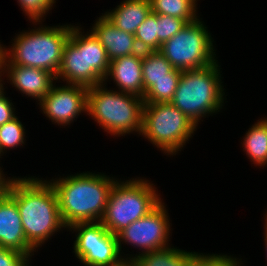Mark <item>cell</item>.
Wrapping results in <instances>:
<instances>
[{
  "mask_svg": "<svg viewBox=\"0 0 267 266\" xmlns=\"http://www.w3.org/2000/svg\"><path fill=\"white\" fill-rule=\"evenodd\" d=\"M17 3L29 21L42 22L53 8L56 0H17Z\"/></svg>",
  "mask_w": 267,
  "mask_h": 266,
  "instance_id": "obj_26",
  "label": "cell"
},
{
  "mask_svg": "<svg viewBox=\"0 0 267 266\" xmlns=\"http://www.w3.org/2000/svg\"><path fill=\"white\" fill-rule=\"evenodd\" d=\"M150 6L153 13L183 19L187 23L200 18L194 0H150Z\"/></svg>",
  "mask_w": 267,
  "mask_h": 266,
  "instance_id": "obj_22",
  "label": "cell"
},
{
  "mask_svg": "<svg viewBox=\"0 0 267 266\" xmlns=\"http://www.w3.org/2000/svg\"><path fill=\"white\" fill-rule=\"evenodd\" d=\"M0 62L5 71V78L9 81L7 83L22 95L25 94L39 102L49 93L56 81L52 73L39 68L14 65L3 54Z\"/></svg>",
  "mask_w": 267,
  "mask_h": 266,
  "instance_id": "obj_13",
  "label": "cell"
},
{
  "mask_svg": "<svg viewBox=\"0 0 267 266\" xmlns=\"http://www.w3.org/2000/svg\"><path fill=\"white\" fill-rule=\"evenodd\" d=\"M25 127L18 116L0 126V154L3 156L7 149H15L26 143Z\"/></svg>",
  "mask_w": 267,
  "mask_h": 266,
  "instance_id": "obj_23",
  "label": "cell"
},
{
  "mask_svg": "<svg viewBox=\"0 0 267 266\" xmlns=\"http://www.w3.org/2000/svg\"><path fill=\"white\" fill-rule=\"evenodd\" d=\"M14 177L7 194L16 202L27 242L38 252L39 247L64 225L55 189L44 178Z\"/></svg>",
  "mask_w": 267,
  "mask_h": 266,
  "instance_id": "obj_1",
  "label": "cell"
},
{
  "mask_svg": "<svg viewBox=\"0 0 267 266\" xmlns=\"http://www.w3.org/2000/svg\"><path fill=\"white\" fill-rule=\"evenodd\" d=\"M86 58L87 87L102 84L109 70L110 59L91 30L86 33Z\"/></svg>",
  "mask_w": 267,
  "mask_h": 266,
  "instance_id": "obj_19",
  "label": "cell"
},
{
  "mask_svg": "<svg viewBox=\"0 0 267 266\" xmlns=\"http://www.w3.org/2000/svg\"><path fill=\"white\" fill-rule=\"evenodd\" d=\"M157 25V14L151 11L134 34L140 51H158Z\"/></svg>",
  "mask_w": 267,
  "mask_h": 266,
  "instance_id": "obj_24",
  "label": "cell"
},
{
  "mask_svg": "<svg viewBox=\"0 0 267 266\" xmlns=\"http://www.w3.org/2000/svg\"><path fill=\"white\" fill-rule=\"evenodd\" d=\"M2 45L1 42H0V60H1V55H2Z\"/></svg>",
  "mask_w": 267,
  "mask_h": 266,
  "instance_id": "obj_34",
  "label": "cell"
},
{
  "mask_svg": "<svg viewBox=\"0 0 267 266\" xmlns=\"http://www.w3.org/2000/svg\"><path fill=\"white\" fill-rule=\"evenodd\" d=\"M80 172L48 180L56 191L61 219L68 228L78 222H97L103 217L117 178Z\"/></svg>",
  "mask_w": 267,
  "mask_h": 266,
  "instance_id": "obj_2",
  "label": "cell"
},
{
  "mask_svg": "<svg viewBox=\"0 0 267 266\" xmlns=\"http://www.w3.org/2000/svg\"><path fill=\"white\" fill-rule=\"evenodd\" d=\"M5 77V71H4V68L0 62V96L3 95L6 91L5 90V83H4V79L3 78Z\"/></svg>",
  "mask_w": 267,
  "mask_h": 266,
  "instance_id": "obj_31",
  "label": "cell"
},
{
  "mask_svg": "<svg viewBox=\"0 0 267 266\" xmlns=\"http://www.w3.org/2000/svg\"><path fill=\"white\" fill-rule=\"evenodd\" d=\"M246 132L241 142L243 151L252 164L267 167V117L259 119Z\"/></svg>",
  "mask_w": 267,
  "mask_h": 266,
  "instance_id": "obj_21",
  "label": "cell"
},
{
  "mask_svg": "<svg viewBox=\"0 0 267 266\" xmlns=\"http://www.w3.org/2000/svg\"><path fill=\"white\" fill-rule=\"evenodd\" d=\"M80 26L73 25L65 43L62 62L56 75V82L87 87L86 33ZM66 81V82H65Z\"/></svg>",
  "mask_w": 267,
  "mask_h": 266,
  "instance_id": "obj_14",
  "label": "cell"
},
{
  "mask_svg": "<svg viewBox=\"0 0 267 266\" xmlns=\"http://www.w3.org/2000/svg\"><path fill=\"white\" fill-rule=\"evenodd\" d=\"M42 23L32 22L34 29L16 34L9 48L2 45V54L14 65L39 68L56 77L73 25L49 27Z\"/></svg>",
  "mask_w": 267,
  "mask_h": 266,
  "instance_id": "obj_3",
  "label": "cell"
},
{
  "mask_svg": "<svg viewBox=\"0 0 267 266\" xmlns=\"http://www.w3.org/2000/svg\"><path fill=\"white\" fill-rule=\"evenodd\" d=\"M97 18L90 29L105 48L110 61L141 52L135 35L118 29L103 13Z\"/></svg>",
  "mask_w": 267,
  "mask_h": 266,
  "instance_id": "obj_17",
  "label": "cell"
},
{
  "mask_svg": "<svg viewBox=\"0 0 267 266\" xmlns=\"http://www.w3.org/2000/svg\"><path fill=\"white\" fill-rule=\"evenodd\" d=\"M180 79H162L155 81L143 97L144 103L171 102Z\"/></svg>",
  "mask_w": 267,
  "mask_h": 266,
  "instance_id": "obj_25",
  "label": "cell"
},
{
  "mask_svg": "<svg viewBox=\"0 0 267 266\" xmlns=\"http://www.w3.org/2000/svg\"><path fill=\"white\" fill-rule=\"evenodd\" d=\"M122 266H137V264L133 260H124Z\"/></svg>",
  "mask_w": 267,
  "mask_h": 266,
  "instance_id": "obj_33",
  "label": "cell"
},
{
  "mask_svg": "<svg viewBox=\"0 0 267 266\" xmlns=\"http://www.w3.org/2000/svg\"><path fill=\"white\" fill-rule=\"evenodd\" d=\"M218 60L208 67L182 71L170 102L198 126L201 119L217 114L227 99Z\"/></svg>",
  "mask_w": 267,
  "mask_h": 266,
  "instance_id": "obj_4",
  "label": "cell"
},
{
  "mask_svg": "<svg viewBox=\"0 0 267 266\" xmlns=\"http://www.w3.org/2000/svg\"><path fill=\"white\" fill-rule=\"evenodd\" d=\"M142 60V51L111 60L108 73L103 83L107 84L109 79L113 80L117 91L134 94L143 98L144 83L142 77Z\"/></svg>",
  "mask_w": 267,
  "mask_h": 266,
  "instance_id": "obj_16",
  "label": "cell"
},
{
  "mask_svg": "<svg viewBox=\"0 0 267 266\" xmlns=\"http://www.w3.org/2000/svg\"><path fill=\"white\" fill-rule=\"evenodd\" d=\"M0 247L14 249L29 257L36 252L26 240L18 206L7 193L0 198Z\"/></svg>",
  "mask_w": 267,
  "mask_h": 266,
  "instance_id": "obj_15",
  "label": "cell"
},
{
  "mask_svg": "<svg viewBox=\"0 0 267 266\" xmlns=\"http://www.w3.org/2000/svg\"><path fill=\"white\" fill-rule=\"evenodd\" d=\"M6 93L0 96V126L16 117L15 106Z\"/></svg>",
  "mask_w": 267,
  "mask_h": 266,
  "instance_id": "obj_29",
  "label": "cell"
},
{
  "mask_svg": "<svg viewBox=\"0 0 267 266\" xmlns=\"http://www.w3.org/2000/svg\"><path fill=\"white\" fill-rule=\"evenodd\" d=\"M241 260L231 255L189 252L174 246L137 255L133 259L137 266H242L244 261Z\"/></svg>",
  "mask_w": 267,
  "mask_h": 266,
  "instance_id": "obj_12",
  "label": "cell"
},
{
  "mask_svg": "<svg viewBox=\"0 0 267 266\" xmlns=\"http://www.w3.org/2000/svg\"><path fill=\"white\" fill-rule=\"evenodd\" d=\"M182 70L176 69L159 51H143L142 77L145 92L162 79H180Z\"/></svg>",
  "mask_w": 267,
  "mask_h": 266,
  "instance_id": "obj_20",
  "label": "cell"
},
{
  "mask_svg": "<svg viewBox=\"0 0 267 266\" xmlns=\"http://www.w3.org/2000/svg\"><path fill=\"white\" fill-rule=\"evenodd\" d=\"M264 220H265V225H264V245H265V250H266V253H267V211H266V213H265V217H264ZM266 257H267V255H266ZM267 260V259H266Z\"/></svg>",
  "mask_w": 267,
  "mask_h": 266,
  "instance_id": "obj_32",
  "label": "cell"
},
{
  "mask_svg": "<svg viewBox=\"0 0 267 266\" xmlns=\"http://www.w3.org/2000/svg\"><path fill=\"white\" fill-rule=\"evenodd\" d=\"M207 29L201 18L187 23L161 45L159 52L174 68L182 71L208 67L217 61V57L213 37Z\"/></svg>",
  "mask_w": 267,
  "mask_h": 266,
  "instance_id": "obj_8",
  "label": "cell"
},
{
  "mask_svg": "<svg viewBox=\"0 0 267 266\" xmlns=\"http://www.w3.org/2000/svg\"><path fill=\"white\" fill-rule=\"evenodd\" d=\"M157 24L159 51L161 45L184 28L187 25V22L176 17L157 14Z\"/></svg>",
  "mask_w": 267,
  "mask_h": 266,
  "instance_id": "obj_27",
  "label": "cell"
},
{
  "mask_svg": "<svg viewBox=\"0 0 267 266\" xmlns=\"http://www.w3.org/2000/svg\"><path fill=\"white\" fill-rule=\"evenodd\" d=\"M114 90H108L104 83L89 87L86 114L111 136L140 135L143 98Z\"/></svg>",
  "mask_w": 267,
  "mask_h": 266,
  "instance_id": "obj_5",
  "label": "cell"
},
{
  "mask_svg": "<svg viewBox=\"0 0 267 266\" xmlns=\"http://www.w3.org/2000/svg\"><path fill=\"white\" fill-rule=\"evenodd\" d=\"M55 84L56 82L38 104L41 112L51 122L60 125V127L68 126L81 113L86 114L88 87L76 84H62V86Z\"/></svg>",
  "mask_w": 267,
  "mask_h": 266,
  "instance_id": "obj_11",
  "label": "cell"
},
{
  "mask_svg": "<svg viewBox=\"0 0 267 266\" xmlns=\"http://www.w3.org/2000/svg\"><path fill=\"white\" fill-rule=\"evenodd\" d=\"M167 205L162 201L146 216L131 223L117 234L119 251L122 255V244L131 245L141 252L124 254V260H133L137 255L170 247V231L172 224ZM171 224V225H170ZM128 255V256H127Z\"/></svg>",
  "mask_w": 267,
  "mask_h": 266,
  "instance_id": "obj_10",
  "label": "cell"
},
{
  "mask_svg": "<svg viewBox=\"0 0 267 266\" xmlns=\"http://www.w3.org/2000/svg\"><path fill=\"white\" fill-rule=\"evenodd\" d=\"M76 232L73 252L85 266H118L124 259L119 251L117 235L100 222H78L69 226Z\"/></svg>",
  "mask_w": 267,
  "mask_h": 266,
  "instance_id": "obj_9",
  "label": "cell"
},
{
  "mask_svg": "<svg viewBox=\"0 0 267 266\" xmlns=\"http://www.w3.org/2000/svg\"><path fill=\"white\" fill-rule=\"evenodd\" d=\"M150 12V0H123L104 15L118 29L134 35Z\"/></svg>",
  "mask_w": 267,
  "mask_h": 266,
  "instance_id": "obj_18",
  "label": "cell"
},
{
  "mask_svg": "<svg viewBox=\"0 0 267 266\" xmlns=\"http://www.w3.org/2000/svg\"><path fill=\"white\" fill-rule=\"evenodd\" d=\"M6 174H4L1 166H0V198L3 197L8 190L9 184L11 180L14 178L13 177H6Z\"/></svg>",
  "mask_w": 267,
  "mask_h": 266,
  "instance_id": "obj_30",
  "label": "cell"
},
{
  "mask_svg": "<svg viewBox=\"0 0 267 266\" xmlns=\"http://www.w3.org/2000/svg\"><path fill=\"white\" fill-rule=\"evenodd\" d=\"M197 127L170 102L143 105L140 135L167 156L173 157L181 151Z\"/></svg>",
  "mask_w": 267,
  "mask_h": 266,
  "instance_id": "obj_7",
  "label": "cell"
},
{
  "mask_svg": "<svg viewBox=\"0 0 267 266\" xmlns=\"http://www.w3.org/2000/svg\"><path fill=\"white\" fill-rule=\"evenodd\" d=\"M31 258L14 249L0 247V266H31Z\"/></svg>",
  "mask_w": 267,
  "mask_h": 266,
  "instance_id": "obj_28",
  "label": "cell"
},
{
  "mask_svg": "<svg viewBox=\"0 0 267 266\" xmlns=\"http://www.w3.org/2000/svg\"><path fill=\"white\" fill-rule=\"evenodd\" d=\"M131 179L125 181L120 179L114 183L100 220L114 235L146 216L163 201L152 182L146 178Z\"/></svg>",
  "mask_w": 267,
  "mask_h": 266,
  "instance_id": "obj_6",
  "label": "cell"
}]
</instances>
